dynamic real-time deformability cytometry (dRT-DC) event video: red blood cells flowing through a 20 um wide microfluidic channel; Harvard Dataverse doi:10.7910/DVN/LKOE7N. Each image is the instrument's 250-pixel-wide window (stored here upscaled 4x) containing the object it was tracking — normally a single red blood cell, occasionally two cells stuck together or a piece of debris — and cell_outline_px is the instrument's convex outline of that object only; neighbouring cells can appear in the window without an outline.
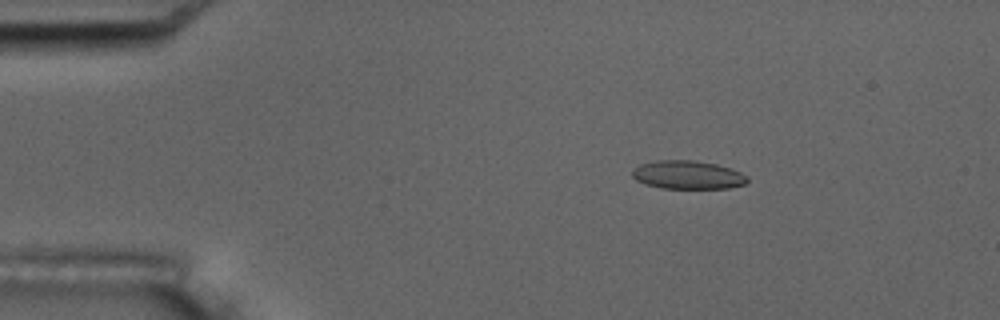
{"species": "common noctule bat (a hibernating species)", "species_latin": "Nyctalus noctula", "temperature_condition": "room temperature", "stored_images_in_passage": 3, "camera_frame_rate_fps": 3000, "um_per_image_px": 0.085, "animal": {"sex": "male", "body_mass_g": 17.5, "forearm_length_mm": 52.3}, "frame": {"image": 1, "passage_image": 1, "time_ms": 0.0, "image_size_px": [1000, 320], "cell_outline_px": [[748, 180], [744, 184], [728, 188], [660, 188], [644, 184], [636, 180], [632, 176], [632, 172], [640, 164], [656, 160], [696, 160], [716, 164], [740, 172], [748, 176]], "centroid_in_image_um": [58.44, 14.86], "position_along_channel_um": 26.6, "area_um2": 19.02}}